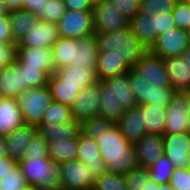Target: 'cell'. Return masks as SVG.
<instances>
[{"mask_svg":"<svg viewBox=\"0 0 190 190\" xmlns=\"http://www.w3.org/2000/svg\"><path fill=\"white\" fill-rule=\"evenodd\" d=\"M100 104L98 116L116 123L126 110L138 106L130 87L129 72L98 81Z\"/></svg>","mask_w":190,"mask_h":190,"instance_id":"obj_1","label":"cell"},{"mask_svg":"<svg viewBox=\"0 0 190 190\" xmlns=\"http://www.w3.org/2000/svg\"><path fill=\"white\" fill-rule=\"evenodd\" d=\"M96 141L106 172L125 175L138 167L134 145L128 142L116 125Z\"/></svg>","mask_w":190,"mask_h":190,"instance_id":"obj_2","label":"cell"},{"mask_svg":"<svg viewBox=\"0 0 190 190\" xmlns=\"http://www.w3.org/2000/svg\"><path fill=\"white\" fill-rule=\"evenodd\" d=\"M96 44L99 53L113 52L123 57L131 68L149 51L136 38L130 26L114 32L96 35Z\"/></svg>","mask_w":190,"mask_h":190,"instance_id":"obj_3","label":"cell"},{"mask_svg":"<svg viewBox=\"0 0 190 190\" xmlns=\"http://www.w3.org/2000/svg\"><path fill=\"white\" fill-rule=\"evenodd\" d=\"M27 184L37 190H62L59 164L49 156H24L18 162Z\"/></svg>","mask_w":190,"mask_h":190,"instance_id":"obj_4","label":"cell"},{"mask_svg":"<svg viewBox=\"0 0 190 190\" xmlns=\"http://www.w3.org/2000/svg\"><path fill=\"white\" fill-rule=\"evenodd\" d=\"M24 124L39 126L53 98L48 85L22 91L15 97Z\"/></svg>","mask_w":190,"mask_h":190,"instance_id":"obj_5","label":"cell"},{"mask_svg":"<svg viewBox=\"0 0 190 190\" xmlns=\"http://www.w3.org/2000/svg\"><path fill=\"white\" fill-rule=\"evenodd\" d=\"M130 87L133 90L137 104H155L167 107L172 100L175 90L163 83H150L132 68L129 71Z\"/></svg>","mask_w":190,"mask_h":190,"instance_id":"obj_6","label":"cell"},{"mask_svg":"<svg viewBox=\"0 0 190 190\" xmlns=\"http://www.w3.org/2000/svg\"><path fill=\"white\" fill-rule=\"evenodd\" d=\"M92 19L95 35L114 32L130 26V20L108 0L93 4Z\"/></svg>","mask_w":190,"mask_h":190,"instance_id":"obj_7","label":"cell"},{"mask_svg":"<svg viewBox=\"0 0 190 190\" xmlns=\"http://www.w3.org/2000/svg\"><path fill=\"white\" fill-rule=\"evenodd\" d=\"M190 112V92L175 91L166 107L164 134L187 133Z\"/></svg>","mask_w":190,"mask_h":190,"instance_id":"obj_8","label":"cell"},{"mask_svg":"<svg viewBox=\"0 0 190 190\" xmlns=\"http://www.w3.org/2000/svg\"><path fill=\"white\" fill-rule=\"evenodd\" d=\"M60 37L79 39L94 33L92 11L66 10L57 23Z\"/></svg>","mask_w":190,"mask_h":190,"instance_id":"obj_9","label":"cell"},{"mask_svg":"<svg viewBox=\"0 0 190 190\" xmlns=\"http://www.w3.org/2000/svg\"><path fill=\"white\" fill-rule=\"evenodd\" d=\"M62 186L65 190H92L95 177L89 167L79 160L59 164Z\"/></svg>","mask_w":190,"mask_h":190,"instance_id":"obj_10","label":"cell"},{"mask_svg":"<svg viewBox=\"0 0 190 190\" xmlns=\"http://www.w3.org/2000/svg\"><path fill=\"white\" fill-rule=\"evenodd\" d=\"M188 47V31L174 27L159 35L149 50L165 59L170 56H181Z\"/></svg>","mask_w":190,"mask_h":190,"instance_id":"obj_11","label":"cell"},{"mask_svg":"<svg viewBox=\"0 0 190 190\" xmlns=\"http://www.w3.org/2000/svg\"><path fill=\"white\" fill-rule=\"evenodd\" d=\"M99 104L98 82L92 86L84 87L70 106L74 120L81 124L94 116H98Z\"/></svg>","mask_w":190,"mask_h":190,"instance_id":"obj_12","label":"cell"},{"mask_svg":"<svg viewBox=\"0 0 190 190\" xmlns=\"http://www.w3.org/2000/svg\"><path fill=\"white\" fill-rule=\"evenodd\" d=\"M164 155L173 163L175 168H190L187 155L190 145V133L164 134Z\"/></svg>","mask_w":190,"mask_h":190,"instance_id":"obj_13","label":"cell"},{"mask_svg":"<svg viewBox=\"0 0 190 190\" xmlns=\"http://www.w3.org/2000/svg\"><path fill=\"white\" fill-rule=\"evenodd\" d=\"M76 160L85 163L95 178L106 172L105 162L101 158L97 141L81 131L78 134V155Z\"/></svg>","mask_w":190,"mask_h":190,"instance_id":"obj_14","label":"cell"},{"mask_svg":"<svg viewBox=\"0 0 190 190\" xmlns=\"http://www.w3.org/2000/svg\"><path fill=\"white\" fill-rule=\"evenodd\" d=\"M139 167L149 168L164 154V138L159 134H145L134 144Z\"/></svg>","mask_w":190,"mask_h":190,"instance_id":"obj_15","label":"cell"},{"mask_svg":"<svg viewBox=\"0 0 190 190\" xmlns=\"http://www.w3.org/2000/svg\"><path fill=\"white\" fill-rule=\"evenodd\" d=\"M38 134V127L22 124L16 130L5 136L7 156L19 162L24 158L27 147Z\"/></svg>","mask_w":190,"mask_h":190,"instance_id":"obj_16","label":"cell"},{"mask_svg":"<svg viewBox=\"0 0 190 190\" xmlns=\"http://www.w3.org/2000/svg\"><path fill=\"white\" fill-rule=\"evenodd\" d=\"M146 82L163 83L171 87L164 60L150 50L132 67Z\"/></svg>","mask_w":190,"mask_h":190,"instance_id":"obj_17","label":"cell"},{"mask_svg":"<svg viewBox=\"0 0 190 190\" xmlns=\"http://www.w3.org/2000/svg\"><path fill=\"white\" fill-rule=\"evenodd\" d=\"M60 38L58 26L55 23L42 20L36 27L29 31L26 36L17 43L16 47L46 48L52 47Z\"/></svg>","mask_w":190,"mask_h":190,"instance_id":"obj_18","label":"cell"},{"mask_svg":"<svg viewBox=\"0 0 190 190\" xmlns=\"http://www.w3.org/2000/svg\"><path fill=\"white\" fill-rule=\"evenodd\" d=\"M163 60L171 87L175 91L190 92V64L182 56H170Z\"/></svg>","mask_w":190,"mask_h":190,"instance_id":"obj_19","label":"cell"},{"mask_svg":"<svg viewBox=\"0 0 190 190\" xmlns=\"http://www.w3.org/2000/svg\"><path fill=\"white\" fill-rule=\"evenodd\" d=\"M16 56L25 63L26 66L39 67V69L46 71L50 76L56 71L52 47L37 49L16 47Z\"/></svg>","mask_w":190,"mask_h":190,"instance_id":"obj_20","label":"cell"},{"mask_svg":"<svg viewBox=\"0 0 190 190\" xmlns=\"http://www.w3.org/2000/svg\"><path fill=\"white\" fill-rule=\"evenodd\" d=\"M59 85L78 86V89L92 86L98 82L95 69L69 65L55 71Z\"/></svg>","mask_w":190,"mask_h":190,"instance_id":"obj_21","label":"cell"},{"mask_svg":"<svg viewBox=\"0 0 190 190\" xmlns=\"http://www.w3.org/2000/svg\"><path fill=\"white\" fill-rule=\"evenodd\" d=\"M24 91V77L21 67L14 62L0 70V98L15 99Z\"/></svg>","mask_w":190,"mask_h":190,"instance_id":"obj_22","label":"cell"},{"mask_svg":"<svg viewBox=\"0 0 190 190\" xmlns=\"http://www.w3.org/2000/svg\"><path fill=\"white\" fill-rule=\"evenodd\" d=\"M115 124L122 135L133 145L147 134L139 106L126 110Z\"/></svg>","mask_w":190,"mask_h":190,"instance_id":"obj_23","label":"cell"},{"mask_svg":"<svg viewBox=\"0 0 190 190\" xmlns=\"http://www.w3.org/2000/svg\"><path fill=\"white\" fill-rule=\"evenodd\" d=\"M132 68L125 62L123 57L113 52L99 53L96 67L98 81L117 75L127 74Z\"/></svg>","mask_w":190,"mask_h":190,"instance_id":"obj_24","label":"cell"},{"mask_svg":"<svg viewBox=\"0 0 190 190\" xmlns=\"http://www.w3.org/2000/svg\"><path fill=\"white\" fill-rule=\"evenodd\" d=\"M98 54L96 35L94 33L79 38L77 39V47H75L73 66L87 67L88 69L96 70Z\"/></svg>","mask_w":190,"mask_h":190,"instance_id":"obj_25","label":"cell"},{"mask_svg":"<svg viewBox=\"0 0 190 190\" xmlns=\"http://www.w3.org/2000/svg\"><path fill=\"white\" fill-rule=\"evenodd\" d=\"M23 124L15 99L0 98V136H7Z\"/></svg>","mask_w":190,"mask_h":190,"instance_id":"obj_26","label":"cell"},{"mask_svg":"<svg viewBox=\"0 0 190 190\" xmlns=\"http://www.w3.org/2000/svg\"><path fill=\"white\" fill-rule=\"evenodd\" d=\"M8 17L12 29V39L16 44L40 21L35 13L24 9L9 12Z\"/></svg>","mask_w":190,"mask_h":190,"instance_id":"obj_27","label":"cell"},{"mask_svg":"<svg viewBox=\"0 0 190 190\" xmlns=\"http://www.w3.org/2000/svg\"><path fill=\"white\" fill-rule=\"evenodd\" d=\"M80 123L76 121H69L64 123L53 122L41 123L38 126V133L47 141L51 142L52 140H67L70 138L78 137L80 132Z\"/></svg>","mask_w":190,"mask_h":190,"instance_id":"obj_28","label":"cell"},{"mask_svg":"<svg viewBox=\"0 0 190 190\" xmlns=\"http://www.w3.org/2000/svg\"><path fill=\"white\" fill-rule=\"evenodd\" d=\"M145 131L147 134L164 135L166 124V107L155 104H139Z\"/></svg>","mask_w":190,"mask_h":190,"instance_id":"obj_29","label":"cell"},{"mask_svg":"<svg viewBox=\"0 0 190 190\" xmlns=\"http://www.w3.org/2000/svg\"><path fill=\"white\" fill-rule=\"evenodd\" d=\"M130 27L136 38L148 49L156 42L154 15L139 12L130 20Z\"/></svg>","mask_w":190,"mask_h":190,"instance_id":"obj_30","label":"cell"},{"mask_svg":"<svg viewBox=\"0 0 190 190\" xmlns=\"http://www.w3.org/2000/svg\"><path fill=\"white\" fill-rule=\"evenodd\" d=\"M49 158L57 164L74 161L78 155V137L48 142Z\"/></svg>","mask_w":190,"mask_h":190,"instance_id":"obj_31","label":"cell"},{"mask_svg":"<svg viewBox=\"0 0 190 190\" xmlns=\"http://www.w3.org/2000/svg\"><path fill=\"white\" fill-rule=\"evenodd\" d=\"M75 47L77 39L60 37L52 46L56 70L74 65Z\"/></svg>","mask_w":190,"mask_h":190,"instance_id":"obj_32","label":"cell"},{"mask_svg":"<svg viewBox=\"0 0 190 190\" xmlns=\"http://www.w3.org/2000/svg\"><path fill=\"white\" fill-rule=\"evenodd\" d=\"M48 87L54 101L71 106L81 89L78 86L59 85V79L52 74L49 76Z\"/></svg>","mask_w":190,"mask_h":190,"instance_id":"obj_33","label":"cell"},{"mask_svg":"<svg viewBox=\"0 0 190 190\" xmlns=\"http://www.w3.org/2000/svg\"><path fill=\"white\" fill-rule=\"evenodd\" d=\"M15 62L23 71L24 91L48 85L50 75L46 71L39 69V67L26 66L17 56L15 57Z\"/></svg>","mask_w":190,"mask_h":190,"instance_id":"obj_34","label":"cell"},{"mask_svg":"<svg viewBox=\"0 0 190 190\" xmlns=\"http://www.w3.org/2000/svg\"><path fill=\"white\" fill-rule=\"evenodd\" d=\"M116 124L101 116H94L80 124L83 134L97 140L107 134Z\"/></svg>","mask_w":190,"mask_h":190,"instance_id":"obj_35","label":"cell"},{"mask_svg":"<svg viewBox=\"0 0 190 190\" xmlns=\"http://www.w3.org/2000/svg\"><path fill=\"white\" fill-rule=\"evenodd\" d=\"M150 178L156 184H167L170 181L171 175L175 170L173 163L166 155H162L149 168Z\"/></svg>","mask_w":190,"mask_h":190,"instance_id":"obj_36","label":"cell"},{"mask_svg":"<svg viewBox=\"0 0 190 190\" xmlns=\"http://www.w3.org/2000/svg\"><path fill=\"white\" fill-rule=\"evenodd\" d=\"M93 190H129L123 174L105 172L95 178Z\"/></svg>","mask_w":190,"mask_h":190,"instance_id":"obj_37","label":"cell"},{"mask_svg":"<svg viewBox=\"0 0 190 190\" xmlns=\"http://www.w3.org/2000/svg\"><path fill=\"white\" fill-rule=\"evenodd\" d=\"M69 121H75L72 116L71 107L54 100L50 103L42 119V123L49 124L53 122L64 123Z\"/></svg>","mask_w":190,"mask_h":190,"instance_id":"obj_38","label":"cell"},{"mask_svg":"<svg viewBox=\"0 0 190 190\" xmlns=\"http://www.w3.org/2000/svg\"><path fill=\"white\" fill-rule=\"evenodd\" d=\"M28 186L18 163L11 171L0 177V190H24Z\"/></svg>","mask_w":190,"mask_h":190,"instance_id":"obj_39","label":"cell"},{"mask_svg":"<svg viewBox=\"0 0 190 190\" xmlns=\"http://www.w3.org/2000/svg\"><path fill=\"white\" fill-rule=\"evenodd\" d=\"M178 0H140V12L158 15L172 12Z\"/></svg>","mask_w":190,"mask_h":190,"instance_id":"obj_40","label":"cell"},{"mask_svg":"<svg viewBox=\"0 0 190 190\" xmlns=\"http://www.w3.org/2000/svg\"><path fill=\"white\" fill-rule=\"evenodd\" d=\"M176 27L190 30V3L187 0H178L172 10Z\"/></svg>","mask_w":190,"mask_h":190,"instance_id":"obj_41","label":"cell"},{"mask_svg":"<svg viewBox=\"0 0 190 190\" xmlns=\"http://www.w3.org/2000/svg\"><path fill=\"white\" fill-rule=\"evenodd\" d=\"M67 8L63 0H49L43 7V20L57 24L63 17Z\"/></svg>","mask_w":190,"mask_h":190,"instance_id":"obj_42","label":"cell"},{"mask_svg":"<svg viewBox=\"0 0 190 190\" xmlns=\"http://www.w3.org/2000/svg\"><path fill=\"white\" fill-rule=\"evenodd\" d=\"M129 190H141L145 186V182L150 180L148 168L137 167L124 175Z\"/></svg>","mask_w":190,"mask_h":190,"instance_id":"obj_43","label":"cell"},{"mask_svg":"<svg viewBox=\"0 0 190 190\" xmlns=\"http://www.w3.org/2000/svg\"><path fill=\"white\" fill-rule=\"evenodd\" d=\"M169 185L175 190H190V168H175Z\"/></svg>","mask_w":190,"mask_h":190,"instance_id":"obj_44","label":"cell"},{"mask_svg":"<svg viewBox=\"0 0 190 190\" xmlns=\"http://www.w3.org/2000/svg\"><path fill=\"white\" fill-rule=\"evenodd\" d=\"M116 5L121 13L131 20L140 12V0H108Z\"/></svg>","mask_w":190,"mask_h":190,"instance_id":"obj_45","label":"cell"},{"mask_svg":"<svg viewBox=\"0 0 190 190\" xmlns=\"http://www.w3.org/2000/svg\"><path fill=\"white\" fill-rule=\"evenodd\" d=\"M154 25L156 37L176 27L172 12L158 15L154 14Z\"/></svg>","mask_w":190,"mask_h":190,"instance_id":"obj_46","label":"cell"},{"mask_svg":"<svg viewBox=\"0 0 190 190\" xmlns=\"http://www.w3.org/2000/svg\"><path fill=\"white\" fill-rule=\"evenodd\" d=\"M24 156H49L48 142L38 133L27 147Z\"/></svg>","mask_w":190,"mask_h":190,"instance_id":"obj_47","label":"cell"},{"mask_svg":"<svg viewBox=\"0 0 190 190\" xmlns=\"http://www.w3.org/2000/svg\"><path fill=\"white\" fill-rule=\"evenodd\" d=\"M17 44L0 43V70L15 62Z\"/></svg>","mask_w":190,"mask_h":190,"instance_id":"obj_48","label":"cell"},{"mask_svg":"<svg viewBox=\"0 0 190 190\" xmlns=\"http://www.w3.org/2000/svg\"><path fill=\"white\" fill-rule=\"evenodd\" d=\"M0 43L16 44L12 39V29L8 14L0 17Z\"/></svg>","mask_w":190,"mask_h":190,"instance_id":"obj_49","label":"cell"},{"mask_svg":"<svg viewBox=\"0 0 190 190\" xmlns=\"http://www.w3.org/2000/svg\"><path fill=\"white\" fill-rule=\"evenodd\" d=\"M49 0H23V9L35 13L39 20H43V7Z\"/></svg>","mask_w":190,"mask_h":190,"instance_id":"obj_50","label":"cell"},{"mask_svg":"<svg viewBox=\"0 0 190 190\" xmlns=\"http://www.w3.org/2000/svg\"><path fill=\"white\" fill-rule=\"evenodd\" d=\"M68 10L92 11L93 3L90 0H63Z\"/></svg>","mask_w":190,"mask_h":190,"instance_id":"obj_51","label":"cell"},{"mask_svg":"<svg viewBox=\"0 0 190 190\" xmlns=\"http://www.w3.org/2000/svg\"><path fill=\"white\" fill-rule=\"evenodd\" d=\"M18 162L12 160L9 156L0 158V177H3L8 171L17 164Z\"/></svg>","mask_w":190,"mask_h":190,"instance_id":"obj_52","label":"cell"},{"mask_svg":"<svg viewBox=\"0 0 190 190\" xmlns=\"http://www.w3.org/2000/svg\"><path fill=\"white\" fill-rule=\"evenodd\" d=\"M141 190H175L169 183L167 184H156L153 180H147L145 186L141 187Z\"/></svg>","mask_w":190,"mask_h":190,"instance_id":"obj_53","label":"cell"},{"mask_svg":"<svg viewBox=\"0 0 190 190\" xmlns=\"http://www.w3.org/2000/svg\"><path fill=\"white\" fill-rule=\"evenodd\" d=\"M9 12L23 9V0H1Z\"/></svg>","mask_w":190,"mask_h":190,"instance_id":"obj_54","label":"cell"},{"mask_svg":"<svg viewBox=\"0 0 190 190\" xmlns=\"http://www.w3.org/2000/svg\"><path fill=\"white\" fill-rule=\"evenodd\" d=\"M7 156V147L5 142V137L0 136V158Z\"/></svg>","mask_w":190,"mask_h":190,"instance_id":"obj_55","label":"cell"},{"mask_svg":"<svg viewBox=\"0 0 190 190\" xmlns=\"http://www.w3.org/2000/svg\"><path fill=\"white\" fill-rule=\"evenodd\" d=\"M181 56L186 62L190 64V47H188Z\"/></svg>","mask_w":190,"mask_h":190,"instance_id":"obj_56","label":"cell"},{"mask_svg":"<svg viewBox=\"0 0 190 190\" xmlns=\"http://www.w3.org/2000/svg\"><path fill=\"white\" fill-rule=\"evenodd\" d=\"M8 14L4 3L0 0V17L5 16Z\"/></svg>","mask_w":190,"mask_h":190,"instance_id":"obj_57","label":"cell"},{"mask_svg":"<svg viewBox=\"0 0 190 190\" xmlns=\"http://www.w3.org/2000/svg\"><path fill=\"white\" fill-rule=\"evenodd\" d=\"M93 4H96V3H99V2H102V1H105V0H90Z\"/></svg>","mask_w":190,"mask_h":190,"instance_id":"obj_58","label":"cell"},{"mask_svg":"<svg viewBox=\"0 0 190 190\" xmlns=\"http://www.w3.org/2000/svg\"><path fill=\"white\" fill-rule=\"evenodd\" d=\"M188 130H189V133H190V112H189V115H188Z\"/></svg>","mask_w":190,"mask_h":190,"instance_id":"obj_59","label":"cell"},{"mask_svg":"<svg viewBox=\"0 0 190 190\" xmlns=\"http://www.w3.org/2000/svg\"><path fill=\"white\" fill-rule=\"evenodd\" d=\"M24 190H37L35 187H31V186H28L27 188H25Z\"/></svg>","mask_w":190,"mask_h":190,"instance_id":"obj_60","label":"cell"},{"mask_svg":"<svg viewBox=\"0 0 190 190\" xmlns=\"http://www.w3.org/2000/svg\"><path fill=\"white\" fill-rule=\"evenodd\" d=\"M188 45L190 47V30L188 31Z\"/></svg>","mask_w":190,"mask_h":190,"instance_id":"obj_61","label":"cell"},{"mask_svg":"<svg viewBox=\"0 0 190 190\" xmlns=\"http://www.w3.org/2000/svg\"><path fill=\"white\" fill-rule=\"evenodd\" d=\"M189 159H190V145H189V148H188V153H187Z\"/></svg>","mask_w":190,"mask_h":190,"instance_id":"obj_62","label":"cell"}]
</instances>
